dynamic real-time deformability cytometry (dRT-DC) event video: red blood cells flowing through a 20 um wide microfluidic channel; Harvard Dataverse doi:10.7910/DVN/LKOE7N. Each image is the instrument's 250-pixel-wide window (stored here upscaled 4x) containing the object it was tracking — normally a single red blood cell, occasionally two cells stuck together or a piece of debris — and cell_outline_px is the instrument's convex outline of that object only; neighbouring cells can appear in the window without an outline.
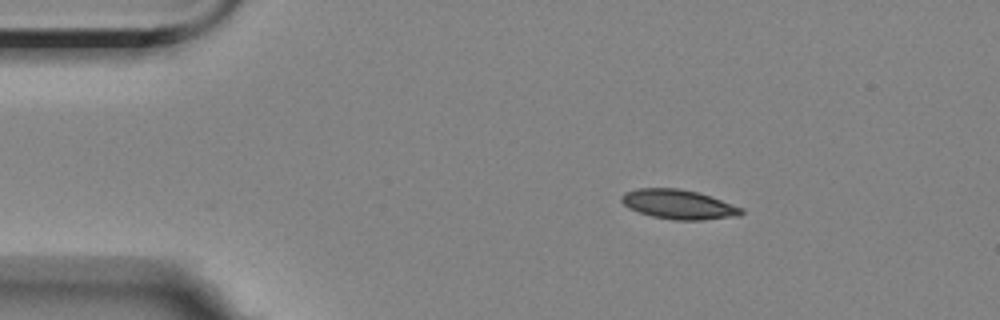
{"species": "Egyptian fruit bat (a non-hibernating species)", "species_latin": "Rousettus aegyptiacus", "temperature_condition": "room temperature", "stored_images_in_passage": 4, "camera_frame_rate_fps": 3000, "um_per_image_px": 0.085, "animal": {"sex": "female"}, "frame": {"image": 1, "passage_image": 2, "time_ms": 1.333, "image_size_px": [1000, 320], "cell_outline_px": [[744, 212], [740, 216], [704, 220], [672, 220], [652, 216], [628, 208], [620, 200], [620, 196], [624, 192], [640, 188], [680, 188], [696, 192], [744, 208]], "centroid_in_image_um": [57.67, 17.38], "position_along_channel_um": 27.3, "area_um2": 20.58}}